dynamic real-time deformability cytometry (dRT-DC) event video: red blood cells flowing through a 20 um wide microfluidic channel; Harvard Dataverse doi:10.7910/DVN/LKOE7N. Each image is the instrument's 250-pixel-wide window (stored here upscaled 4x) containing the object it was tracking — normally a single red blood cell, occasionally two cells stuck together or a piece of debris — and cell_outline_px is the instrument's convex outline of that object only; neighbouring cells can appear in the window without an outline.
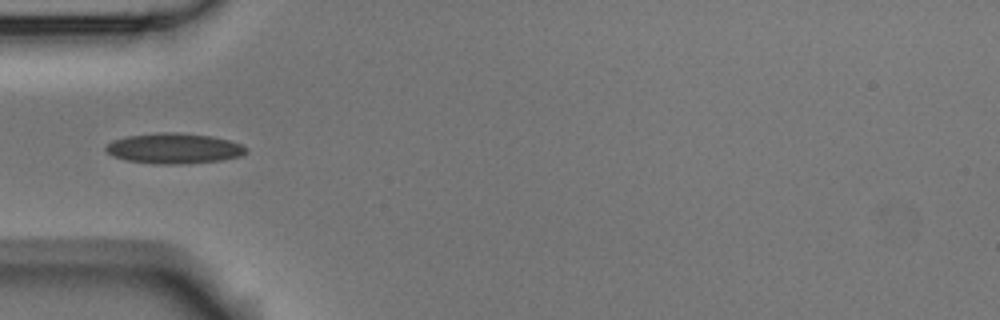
{"species": "Egyptian fruit bat (a non-hibernating species)", "species_latin": "Rousettus aegyptiacus", "temperature_condition": "room temperature", "stored_images_in_passage": 5, "camera_frame_rate_fps": 3000, "um_per_image_px": 0.085, "animal": {"sex": "male"}, "frame": {"image": 1, "passage_image": 4, "time_ms": 3.667, "image_size_px": [1000, 320], "cell_outline_px": [[248, 152], [240, 156], [220, 160], [188, 164], [152, 164], [128, 160], [112, 156], [104, 148], [112, 140], [128, 136], [156, 132], [176, 132], [212, 136], [228, 140], [240, 144], [248, 148]], "centroid_in_image_um": [14.79, 12.61], "position_along_channel_um": 70.2, "area_um2": 24.97}}
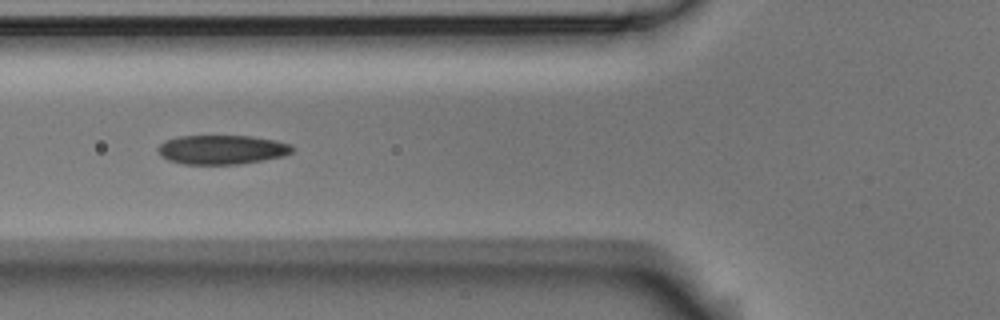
{"frame": {"image": 2, "passage_image": 5, "time_ms": 4.667, "image_size_px": [1000, 320], "cell_outline_px": [[296, 148], [292, 152], [284, 156], [240, 164], [184, 164], [168, 160], [156, 148], [164, 140], [180, 136], [252, 136], [276, 140], [292, 144]], "centroid_in_image_um": [18.91, 12.71], "position_along_channel_um": 106.9, "area_um2": 22.95}}